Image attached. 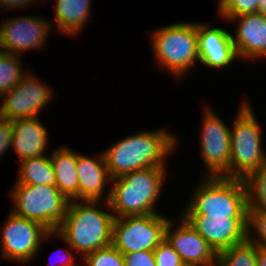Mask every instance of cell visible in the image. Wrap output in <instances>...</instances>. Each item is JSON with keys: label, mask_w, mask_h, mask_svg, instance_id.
<instances>
[{"label": "cell", "mask_w": 266, "mask_h": 266, "mask_svg": "<svg viewBox=\"0 0 266 266\" xmlns=\"http://www.w3.org/2000/svg\"><path fill=\"white\" fill-rule=\"evenodd\" d=\"M177 139L165 130L141 131L123 138L103 151L112 179L149 167H164Z\"/></svg>", "instance_id": "cell-1"}, {"label": "cell", "mask_w": 266, "mask_h": 266, "mask_svg": "<svg viewBox=\"0 0 266 266\" xmlns=\"http://www.w3.org/2000/svg\"><path fill=\"white\" fill-rule=\"evenodd\" d=\"M102 201H69L66 215L55 235L71 248L83 254V258L98 249L112 245L115 214L96 206Z\"/></svg>", "instance_id": "cell-2"}, {"label": "cell", "mask_w": 266, "mask_h": 266, "mask_svg": "<svg viewBox=\"0 0 266 266\" xmlns=\"http://www.w3.org/2000/svg\"><path fill=\"white\" fill-rule=\"evenodd\" d=\"M165 171V167H149L114 178L102 201L115 217L158 213L154 208L165 183Z\"/></svg>", "instance_id": "cell-3"}, {"label": "cell", "mask_w": 266, "mask_h": 266, "mask_svg": "<svg viewBox=\"0 0 266 266\" xmlns=\"http://www.w3.org/2000/svg\"><path fill=\"white\" fill-rule=\"evenodd\" d=\"M203 180L183 214L248 218L247 191L243 179L207 176Z\"/></svg>", "instance_id": "cell-4"}, {"label": "cell", "mask_w": 266, "mask_h": 266, "mask_svg": "<svg viewBox=\"0 0 266 266\" xmlns=\"http://www.w3.org/2000/svg\"><path fill=\"white\" fill-rule=\"evenodd\" d=\"M261 133L250 105L241 104L230 132V171L225 178L244 180L251 172L266 164Z\"/></svg>", "instance_id": "cell-5"}, {"label": "cell", "mask_w": 266, "mask_h": 266, "mask_svg": "<svg viewBox=\"0 0 266 266\" xmlns=\"http://www.w3.org/2000/svg\"><path fill=\"white\" fill-rule=\"evenodd\" d=\"M152 35L151 48L162 68L183 77L199 61L197 23L178 22L164 26Z\"/></svg>", "instance_id": "cell-6"}, {"label": "cell", "mask_w": 266, "mask_h": 266, "mask_svg": "<svg viewBox=\"0 0 266 266\" xmlns=\"http://www.w3.org/2000/svg\"><path fill=\"white\" fill-rule=\"evenodd\" d=\"M14 201L12 213L40 223L56 232L63 222L69 201L56 186L15 184L10 193Z\"/></svg>", "instance_id": "cell-7"}, {"label": "cell", "mask_w": 266, "mask_h": 266, "mask_svg": "<svg viewBox=\"0 0 266 266\" xmlns=\"http://www.w3.org/2000/svg\"><path fill=\"white\" fill-rule=\"evenodd\" d=\"M169 220L159 213L115 217L112 245L122 254L153 251L165 239Z\"/></svg>", "instance_id": "cell-8"}, {"label": "cell", "mask_w": 266, "mask_h": 266, "mask_svg": "<svg viewBox=\"0 0 266 266\" xmlns=\"http://www.w3.org/2000/svg\"><path fill=\"white\" fill-rule=\"evenodd\" d=\"M40 223L19 217L10 211L1 229V252L3 258L27 263L38 254L43 238L54 236Z\"/></svg>", "instance_id": "cell-9"}, {"label": "cell", "mask_w": 266, "mask_h": 266, "mask_svg": "<svg viewBox=\"0 0 266 266\" xmlns=\"http://www.w3.org/2000/svg\"><path fill=\"white\" fill-rule=\"evenodd\" d=\"M202 125L200 155L210 171L208 176L224 177L230 171L231 129L209 107Z\"/></svg>", "instance_id": "cell-10"}, {"label": "cell", "mask_w": 266, "mask_h": 266, "mask_svg": "<svg viewBox=\"0 0 266 266\" xmlns=\"http://www.w3.org/2000/svg\"><path fill=\"white\" fill-rule=\"evenodd\" d=\"M27 74L20 83L5 93L0 107V117L9 120L36 118L38 112L50 101L51 88Z\"/></svg>", "instance_id": "cell-11"}, {"label": "cell", "mask_w": 266, "mask_h": 266, "mask_svg": "<svg viewBox=\"0 0 266 266\" xmlns=\"http://www.w3.org/2000/svg\"><path fill=\"white\" fill-rule=\"evenodd\" d=\"M190 226L198 232L216 253L242 243L247 239V219L206 214H182Z\"/></svg>", "instance_id": "cell-12"}, {"label": "cell", "mask_w": 266, "mask_h": 266, "mask_svg": "<svg viewBox=\"0 0 266 266\" xmlns=\"http://www.w3.org/2000/svg\"><path fill=\"white\" fill-rule=\"evenodd\" d=\"M5 21L0 25V51L18 56H22L21 52L44 46L53 27L50 21L36 16L16 17Z\"/></svg>", "instance_id": "cell-13"}, {"label": "cell", "mask_w": 266, "mask_h": 266, "mask_svg": "<svg viewBox=\"0 0 266 266\" xmlns=\"http://www.w3.org/2000/svg\"><path fill=\"white\" fill-rule=\"evenodd\" d=\"M180 220L182 223L175 230L169 220L165 239L183 263L188 266H216L217 253L214 249L183 217Z\"/></svg>", "instance_id": "cell-14"}, {"label": "cell", "mask_w": 266, "mask_h": 266, "mask_svg": "<svg viewBox=\"0 0 266 266\" xmlns=\"http://www.w3.org/2000/svg\"><path fill=\"white\" fill-rule=\"evenodd\" d=\"M197 24L199 61L208 67L225 68L238 58L230 32Z\"/></svg>", "instance_id": "cell-15"}, {"label": "cell", "mask_w": 266, "mask_h": 266, "mask_svg": "<svg viewBox=\"0 0 266 266\" xmlns=\"http://www.w3.org/2000/svg\"><path fill=\"white\" fill-rule=\"evenodd\" d=\"M236 35L232 40L238 58L266 57V16L259 12L243 14L230 20L237 21Z\"/></svg>", "instance_id": "cell-16"}, {"label": "cell", "mask_w": 266, "mask_h": 266, "mask_svg": "<svg viewBox=\"0 0 266 266\" xmlns=\"http://www.w3.org/2000/svg\"><path fill=\"white\" fill-rule=\"evenodd\" d=\"M77 174L79 200L101 201L107 182L112 181L103 152L93 158L77 153Z\"/></svg>", "instance_id": "cell-17"}, {"label": "cell", "mask_w": 266, "mask_h": 266, "mask_svg": "<svg viewBox=\"0 0 266 266\" xmlns=\"http://www.w3.org/2000/svg\"><path fill=\"white\" fill-rule=\"evenodd\" d=\"M48 132L38 117L13 120L11 147L20 161L44 155Z\"/></svg>", "instance_id": "cell-18"}, {"label": "cell", "mask_w": 266, "mask_h": 266, "mask_svg": "<svg viewBox=\"0 0 266 266\" xmlns=\"http://www.w3.org/2000/svg\"><path fill=\"white\" fill-rule=\"evenodd\" d=\"M50 161L55 174V186L68 201L79 200L77 153L63 146L50 156Z\"/></svg>", "instance_id": "cell-19"}, {"label": "cell", "mask_w": 266, "mask_h": 266, "mask_svg": "<svg viewBox=\"0 0 266 266\" xmlns=\"http://www.w3.org/2000/svg\"><path fill=\"white\" fill-rule=\"evenodd\" d=\"M91 0H55V23L63 34L76 35L88 21Z\"/></svg>", "instance_id": "cell-20"}, {"label": "cell", "mask_w": 266, "mask_h": 266, "mask_svg": "<svg viewBox=\"0 0 266 266\" xmlns=\"http://www.w3.org/2000/svg\"><path fill=\"white\" fill-rule=\"evenodd\" d=\"M19 177L15 184L55 186V174L49 156H39L20 161Z\"/></svg>", "instance_id": "cell-21"}, {"label": "cell", "mask_w": 266, "mask_h": 266, "mask_svg": "<svg viewBox=\"0 0 266 266\" xmlns=\"http://www.w3.org/2000/svg\"><path fill=\"white\" fill-rule=\"evenodd\" d=\"M257 245L248 239L217 253L216 266H256Z\"/></svg>", "instance_id": "cell-22"}, {"label": "cell", "mask_w": 266, "mask_h": 266, "mask_svg": "<svg viewBox=\"0 0 266 266\" xmlns=\"http://www.w3.org/2000/svg\"><path fill=\"white\" fill-rule=\"evenodd\" d=\"M20 57L0 51V97L20 83L27 74L23 72Z\"/></svg>", "instance_id": "cell-23"}, {"label": "cell", "mask_w": 266, "mask_h": 266, "mask_svg": "<svg viewBox=\"0 0 266 266\" xmlns=\"http://www.w3.org/2000/svg\"><path fill=\"white\" fill-rule=\"evenodd\" d=\"M244 183L247 191L248 209L266 211V164L251 172Z\"/></svg>", "instance_id": "cell-24"}, {"label": "cell", "mask_w": 266, "mask_h": 266, "mask_svg": "<svg viewBox=\"0 0 266 266\" xmlns=\"http://www.w3.org/2000/svg\"><path fill=\"white\" fill-rule=\"evenodd\" d=\"M83 261L85 266H125L124 255L113 245L87 254Z\"/></svg>", "instance_id": "cell-25"}, {"label": "cell", "mask_w": 266, "mask_h": 266, "mask_svg": "<svg viewBox=\"0 0 266 266\" xmlns=\"http://www.w3.org/2000/svg\"><path fill=\"white\" fill-rule=\"evenodd\" d=\"M259 1L260 0H218V12L223 18L230 21L233 17L258 12Z\"/></svg>", "instance_id": "cell-26"}, {"label": "cell", "mask_w": 266, "mask_h": 266, "mask_svg": "<svg viewBox=\"0 0 266 266\" xmlns=\"http://www.w3.org/2000/svg\"><path fill=\"white\" fill-rule=\"evenodd\" d=\"M253 229L259 237L255 238V240L254 237H250V231ZM247 239L258 247L266 249V211L261 209H248Z\"/></svg>", "instance_id": "cell-27"}, {"label": "cell", "mask_w": 266, "mask_h": 266, "mask_svg": "<svg viewBox=\"0 0 266 266\" xmlns=\"http://www.w3.org/2000/svg\"><path fill=\"white\" fill-rule=\"evenodd\" d=\"M156 266H185L181 257L164 239L154 250Z\"/></svg>", "instance_id": "cell-28"}, {"label": "cell", "mask_w": 266, "mask_h": 266, "mask_svg": "<svg viewBox=\"0 0 266 266\" xmlns=\"http://www.w3.org/2000/svg\"><path fill=\"white\" fill-rule=\"evenodd\" d=\"M123 255L125 266H156L153 251L144 250Z\"/></svg>", "instance_id": "cell-29"}, {"label": "cell", "mask_w": 266, "mask_h": 266, "mask_svg": "<svg viewBox=\"0 0 266 266\" xmlns=\"http://www.w3.org/2000/svg\"><path fill=\"white\" fill-rule=\"evenodd\" d=\"M13 136V120L0 117V156L11 148Z\"/></svg>", "instance_id": "cell-30"}, {"label": "cell", "mask_w": 266, "mask_h": 266, "mask_svg": "<svg viewBox=\"0 0 266 266\" xmlns=\"http://www.w3.org/2000/svg\"><path fill=\"white\" fill-rule=\"evenodd\" d=\"M36 2V0H0L1 6H4V8L6 7L8 10H11L12 8L14 9L15 7L24 8V6L27 7L28 5L30 6V4H34Z\"/></svg>", "instance_id": "cell-31"}, {"label": "cell", "mask_w": 266, "mask_h": 266, "mask_svg": "<svg viewBox=\"0 0 266 266\" xmlns=\"http://www.w3.org/2000/svg\"><path fill=\"white\" fill-rule=\"evenodd\" d=\"M67 252H68V254H67ZM67 252H66L65 257L62 259L61 263L60 264L58 263L59 265H57V266H76V263L74 264L75 257L71 254L72 252L69 251L68 249H67ZM56 264L52 265V263H51L52 266H56Z\"/></svg>", "instance_id": "cell-32"}, {"label": "cell", "mask_w": 266, "mask_h": 266, "mask_svg": "<svg viewBox=\"0 0 266 266\" xmlns=\"http://www.w3.org/2000/svg\"><path fill=\"white\" fill-rule=\"evenodd\" d=\"M256 266H266V249L257 246Z\"/></svg>", "instance_id": "cell-33"}, {"label": "cell", "mask_w": 266, "mask_h": 266, "mask_svg": "<svg viewBox=\"0 0 266 266\" xmlns=\"http://www.w3.org/2000/svg\"><path fill=\"white\" fill-rule=\"evenodd\" d=\"M258 12L266 16V0L259 1Z\"/></svg>", "instance_id": "cell-34"}]
</instances>
